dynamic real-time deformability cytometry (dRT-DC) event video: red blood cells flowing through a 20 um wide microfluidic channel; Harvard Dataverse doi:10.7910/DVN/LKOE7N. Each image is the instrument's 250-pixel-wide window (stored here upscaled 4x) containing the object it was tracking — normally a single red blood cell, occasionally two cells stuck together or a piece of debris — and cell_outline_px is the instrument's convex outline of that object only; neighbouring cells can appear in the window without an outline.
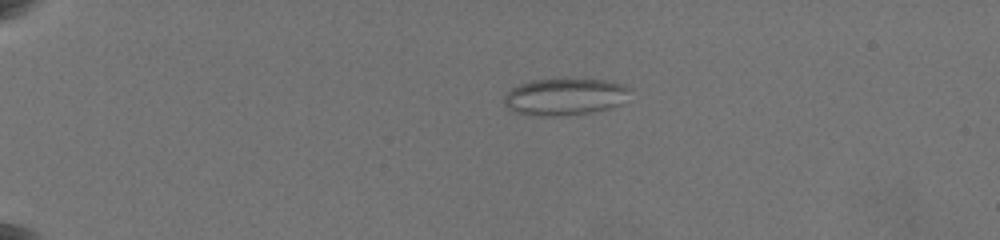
{"species": "common noctule bat (a hibernating species)", "species_latin": "Nyctalus noctula", "temperature_condition": "warm", "stored_images_in_passage": 44, "camera_frame_rate_fps": 3000, "um_per_image_px": 0.085, "animal": {"sex": "female", "body_mass_g": 19.5, "forearm_length_mm": 54.1}, "frame": {"image": 1, "passage_image": 2, "time_ms": 0.333, "image_size_px": [1000, 240], "cell_outline_px": [[632, 88], [620, 104], [608, 108], [592, 112], [568, 116], [532, 116], [512, 112], [504, 104], [504, 96], [512, 88], [520, 84], [532, 80], [604, 80], [624, 84]], "centroid_in_image_um": [47.98, 8.25], "position_along_channel_um": 37.0, "area_um2": 27.05}}
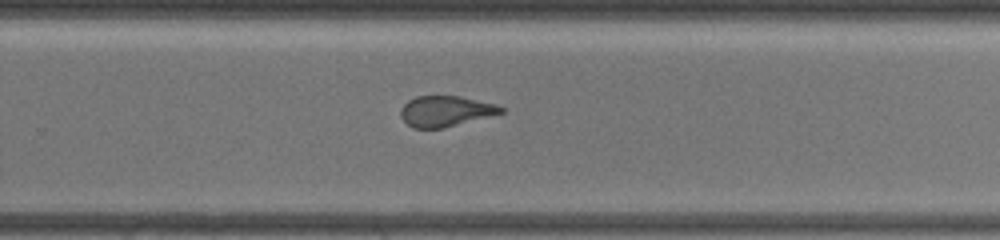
{"frame": {"image": 2, "passage_image": 29, "time_ms": 9.667, "image_size_px": [1000, 240], "cell_outline_px": [[504, 112], [444, 128], [412, 128], [400, 116], [400, 108], [408, 100], [416, 96], [460, 96], [496, 104], [504, 108]], "centroid_in_image_um": [37.85, 9.44], "position_along_channel_um": 292.0, "area_um2": 17.86}}
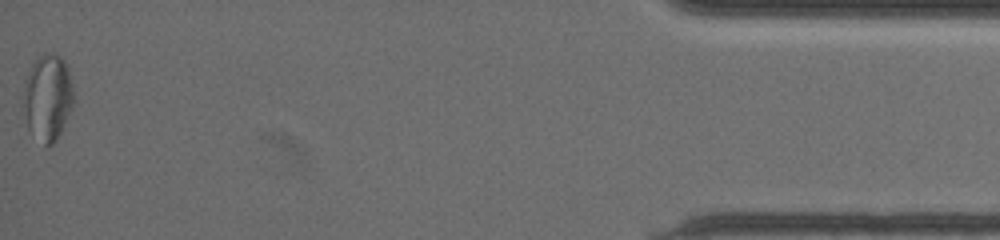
{"frame": {"image": 3, "passage_image": 44, "time_ms": 15.667, "image_size_px": [1000, 240], "cell_outline_px": [[72, 108], [56, 140], [52, 144], [44, 148], [28, 128], [24, 112], [24, 80], [32, 64], [44, 52], [52, 52], [60, 56], [68, 64], [72, 88]], "centroid_in_image_um": [4.05, 8.27], "position_along_channel_um": 431.2, "area_um2": 25.32}, "authors_computed_cell_mechanics": {"area_um2": 19.7965, "velocity_mm_per_s": 3.5837, "shape_relaxation_time_tau1_ms": null, "shape_relaxation_time_tau2_ms": 1.1917, "deformation_change_tau1": null, "deformation_change_tau2": 0.0816}}